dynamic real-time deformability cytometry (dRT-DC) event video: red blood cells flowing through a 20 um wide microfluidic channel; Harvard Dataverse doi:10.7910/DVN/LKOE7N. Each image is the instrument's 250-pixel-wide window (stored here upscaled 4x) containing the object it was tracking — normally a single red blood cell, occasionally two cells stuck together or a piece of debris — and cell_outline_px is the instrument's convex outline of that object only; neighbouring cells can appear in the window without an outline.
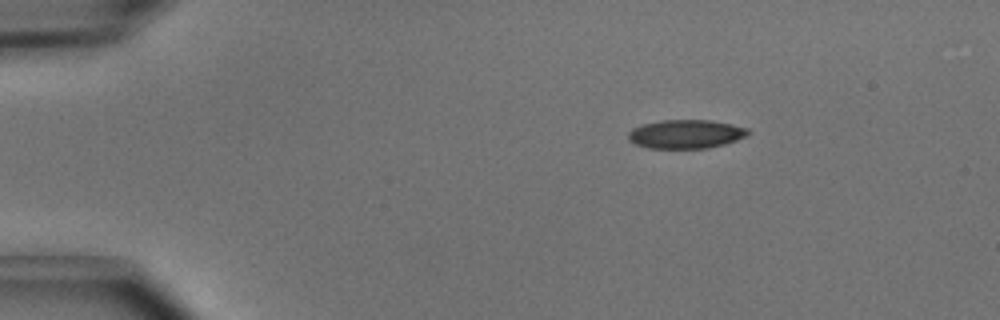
{"species": "common noctule bat (a hibernating species)", "species_latin": "Nyctalus noctula", "temperature_condition": "cold", "stored_images_in_passage": 4, "camera_frame_rate_fps": 3000, "um_per_image_px": 0.085, "animal": {"sex": "male", "body_mass_g": 15.6}, "frame": {"image": 1, "passage_image": 4, "time_ms": 1.0, "image_size_px": [1000, 320], "cell_outline_px": [[752, 132], [748, 136], [724, 144], [708, 148], [648, 148], [636, 144], [628, 140], [628, 132], [632, 128], [644, 124], [660, 120], [712, 120], [732, 124], [748, 128]], "centroid_in_image_um": [58.33, 11.39], "position_along_channel_um": 26.7, "area_um2": 20.23}}